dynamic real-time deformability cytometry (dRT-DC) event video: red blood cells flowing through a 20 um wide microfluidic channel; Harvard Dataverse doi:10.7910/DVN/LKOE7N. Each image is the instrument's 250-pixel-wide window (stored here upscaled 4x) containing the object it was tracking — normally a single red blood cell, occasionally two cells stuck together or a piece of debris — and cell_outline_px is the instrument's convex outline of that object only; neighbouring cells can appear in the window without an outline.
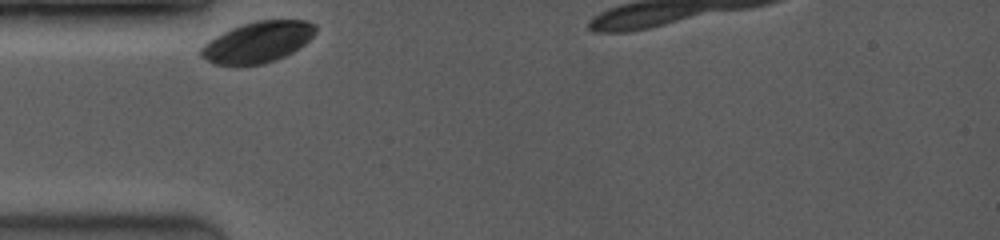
{"species": "common noctule bat (a hibernating species)", "species_latin": "Nyctalus noctula", "temperature_condition": "room temperature", "stored_images_in_passage": 4, "camera_frame_rate_fps": 3500, "um_per_image_px": 0.085, "animal": {"sex": "female", "body_mass_g": 19.0, "forearm_length_mm": 53.3}, "frame": {"image": 1, "passage_image": 1, "time_ms": 0.0, "image_size_px": [1000, 240], "cell_outline_px": [[316, 32], [304, 44], [292, 52], [276, 60], [264, 64], [240, 68], [216, 64], [200, 56], [200, 48], [204, 44], [216, 36], [240, 24], [256, 20], [308, 20], [316, 24]], "centroid_in_image_um": [21.89, 3.6], "position_along_channel_um": 63.1, "area_um2": 27.8}}